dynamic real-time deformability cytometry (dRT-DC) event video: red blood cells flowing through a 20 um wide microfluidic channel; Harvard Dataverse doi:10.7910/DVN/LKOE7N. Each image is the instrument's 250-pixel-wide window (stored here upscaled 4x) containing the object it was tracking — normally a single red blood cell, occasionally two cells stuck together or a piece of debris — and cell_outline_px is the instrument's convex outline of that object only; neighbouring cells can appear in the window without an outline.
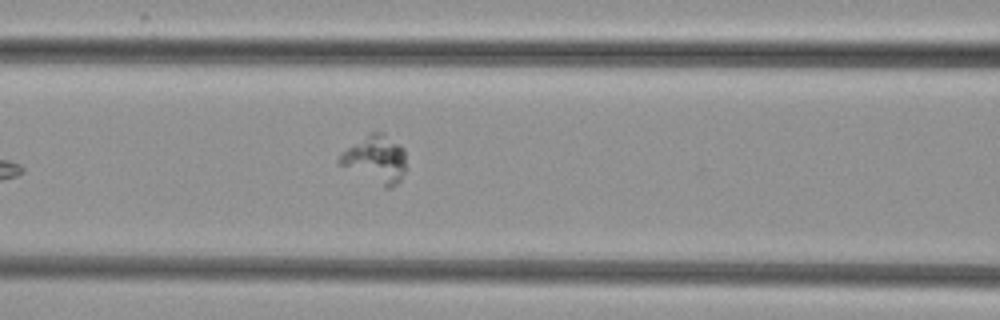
{"species": "common noctule bat (a hibernating species)", "species_latin": "Nyctalus noctula", "temperature_condition": "cold", "stored_images_in_passage": 5, "camera_frame_rate_fps": 3000, "um_per_image_px": 0.085, "animal": {"sex": "female", "body_mass_g": 29.2, "forearm_length_mm": 56.3}, "frame": {"image": 1, "passage_image": 5, "time_ms": 5.0, "image_size_px": [1000, 320], "cell_outline_px": [[408, 168], [400, 180], [396, 184], [388, 188], [384, 188], [336, 164], [336, 160], [340, 152], [368, 132], [384, 132], [404, 148]], "centroid_in_image_um": [31.9, 13.53], "position_along_channel_um": 134.7, "area_um2": 19.25}}